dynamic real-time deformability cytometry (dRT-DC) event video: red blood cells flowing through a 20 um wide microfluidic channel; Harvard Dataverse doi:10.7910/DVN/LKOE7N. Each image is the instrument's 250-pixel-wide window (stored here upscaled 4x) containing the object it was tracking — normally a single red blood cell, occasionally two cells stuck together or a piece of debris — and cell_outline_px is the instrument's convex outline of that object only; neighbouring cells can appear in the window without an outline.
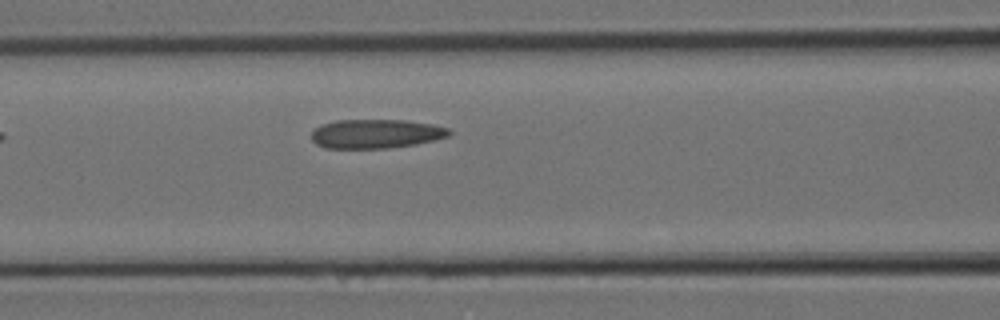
{"species": "Egyptian fruit bat (a non-hibernating species)", "species_latin": "Rousettus aegyptiacus", "temperature_condition": "room temperature", "stored_images_in_passage": 6, "camera_frame_rate_fps": 3000, "um_per_image_px": 0.085, "animal": {"sex": "female"}, "frame": {"image": 1, "passage_image": 6, "time_ms": 1.667, "image_size_px": [1000, 320], "cell_outline_px": [[452, 132], [448, 136], [416, 144], [388, 148], [324, 148], [316, 144], [312, 140], [312, 128], [320, 124], [336, 120], [404, 120], [432, 124], [448, 128]], "centroid_in_image_um": [31.9, 11.36], "position_along_channel_um": 134.7, "area_um2": 23.41}}